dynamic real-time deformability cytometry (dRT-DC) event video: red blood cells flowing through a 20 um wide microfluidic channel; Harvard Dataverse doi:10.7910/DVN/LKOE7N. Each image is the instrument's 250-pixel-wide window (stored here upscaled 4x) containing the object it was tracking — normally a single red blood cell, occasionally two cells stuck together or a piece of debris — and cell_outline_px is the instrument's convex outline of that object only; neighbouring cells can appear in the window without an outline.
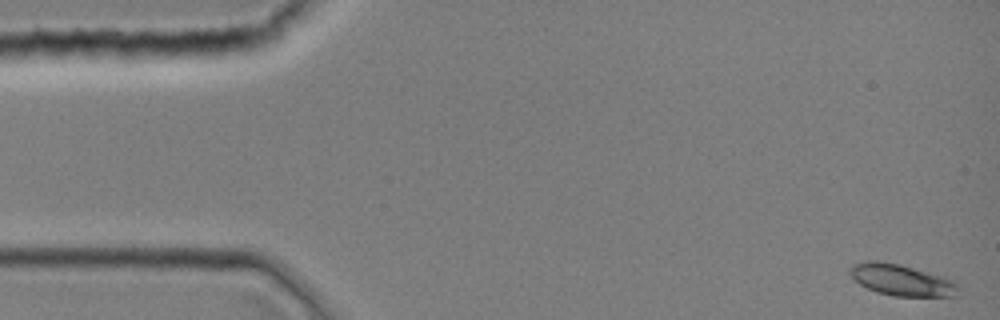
{"species": "common noctule bat (a hibernating species)", "species_latin": "Nyctalus noctula", "temperature_condition": "room temperature", "stored_images_in_passage": 11, "camera_frame_rate_fps": 3000, "um_per_image_px": 0.085, "animal": {"sex": "female", "body_mass_g": 19.0, "forearm_length_mm": 51.5}, "frame": {"image": 1, "passage_image": 1, "time_ms": 0.0, "image_size_px": [1000, 320], "cell_outline_px": [[956, 296], [892, 296], [876, 292], [860, 284], [848, 272], [848, 268], [852, 264], [864, 260], [880, 260], [900, 264], [944, 276], [956, 280]], "centroid_in_image_um": [76.59, 23.77], "position_along_channel_um": 8.4, "area_um2": 20.0}}
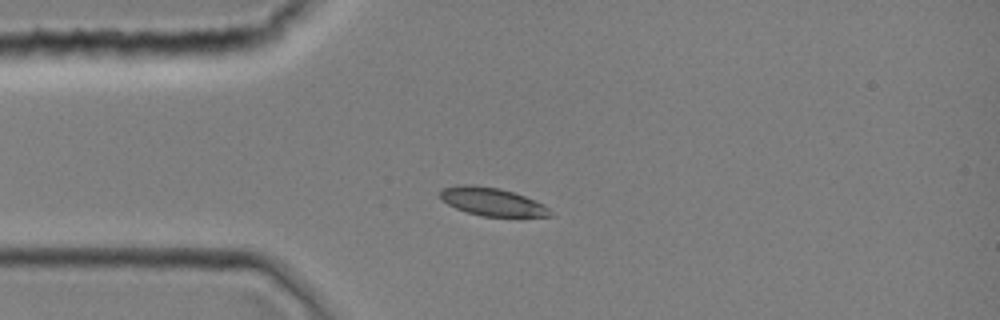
{"frame": {"image": 2, "passage_image": 10, "time_ms": 3.0, "image_size_px": [1000, 320], "cell_outline_px": [[552, 216], [480, 216], [456, 208], [448, 204], [440, 196], [440, 192], [444, 188], [456, 184], [472, 184], [500, 188], [524, 196], [544, 204], [548, 208]], "centroid_in_image_um": [41.81, 17.13], "position_along_channel_um": 43.2, "area_um2": 17.8}}